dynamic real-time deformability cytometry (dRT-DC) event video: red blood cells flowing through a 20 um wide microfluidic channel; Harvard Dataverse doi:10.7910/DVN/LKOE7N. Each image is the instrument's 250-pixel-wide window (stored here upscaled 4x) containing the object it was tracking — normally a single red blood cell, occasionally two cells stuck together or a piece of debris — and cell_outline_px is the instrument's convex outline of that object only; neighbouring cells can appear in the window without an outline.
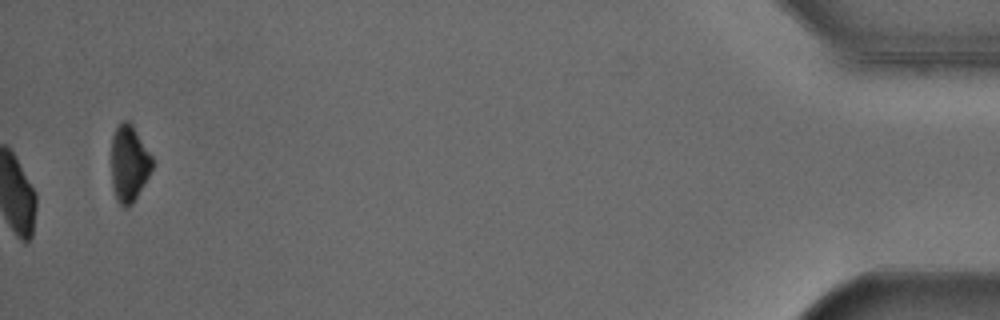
{"species": "Egyptian fruit bat (a non-hibernating species)", "species_latin": "Rousettus aegyptiacus", "temperature_condition": "cold", "stored_images_in_passage": 44, "camera_frame_rate_fps": 3000, "um_per_image_px": 0.085, "animal": {"sex": "male"}, "frame": {"image": 1, "passage_image": 44, "time_ms": 14.333, "image_size_px": [1000, 320], "cell_outline_px": [[152, 168], [148, 176], [132, 204], [128, 208], [124, 208], [116, 200], [112, 188], [112, 136], [120, 120], [128, 120], [132, 124], [152, 156]], "centroid_in_image_um": [10.95, 13.89], "position_along_channel_um": 424.2, "area_um2": 18.21}}